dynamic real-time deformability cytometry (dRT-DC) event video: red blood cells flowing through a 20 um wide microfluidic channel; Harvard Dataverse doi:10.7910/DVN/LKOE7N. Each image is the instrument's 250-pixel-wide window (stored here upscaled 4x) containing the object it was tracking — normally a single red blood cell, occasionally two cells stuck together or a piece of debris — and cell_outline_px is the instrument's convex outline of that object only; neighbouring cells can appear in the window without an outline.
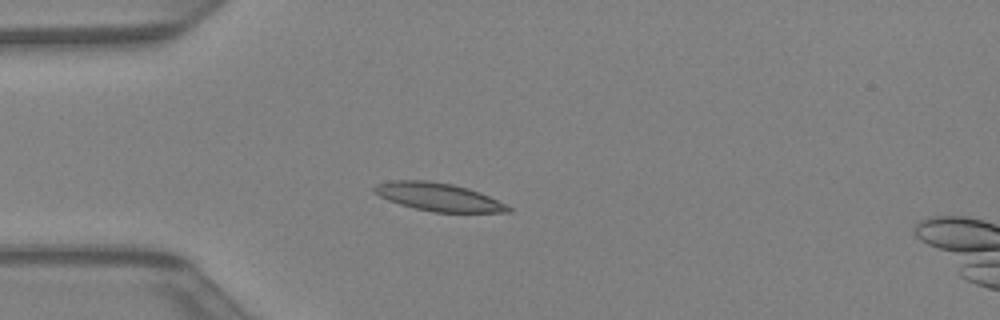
{"species": "Egyptian fruit bat (a non-hibernating species)", "species_latin": "Rousettus aegyptiacus", "temperature_condition": "warm", "stored_images_in_passage": 33, "camera_frame_rate_fps": 3000, "um_per_image_px": 0.085, "animal": {"sex": "female"}, "frame": {"image": 1, "passage_image": 2, "time_ms": 0.333, "image_size_px": [1000, 320], "cell_outline_px": [[512, 212], [432, 212], [400, 204], [388, 200], [372, 192], [372, 188], [376, 184], [392, 180], [428, 180], [452, 184], [468, 188], [480, 192], [512, 208]], "centroid_in_image_um": [37.22, 16.73], "position_along_channel_um": 47.8, "area_um2": 21.79}}
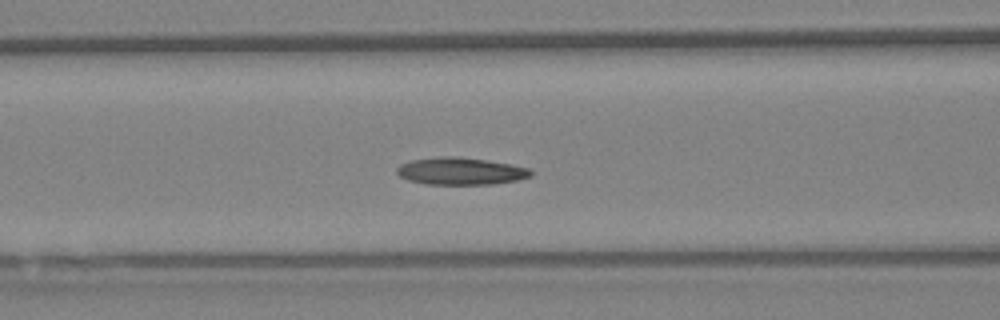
{"frame": {"image": 2, "passage_image": 8, "time_ms": 2.333, "image_size_px": [1000, 320], "cell_outline_px": [[532, 176], [516, 180], [492, 184], [428, 184], [408, 180], [400, 176], [396, 172], [396, 168], [400, 164], [412, 160], [440, 156], [456, 156], [484, 160], [508, 164], [528, 168], [532, 172]], "centroid_in_image_um": [39.11, 14.55], "position_along_channel_um": 127.5, "area_um2": 21.04}}
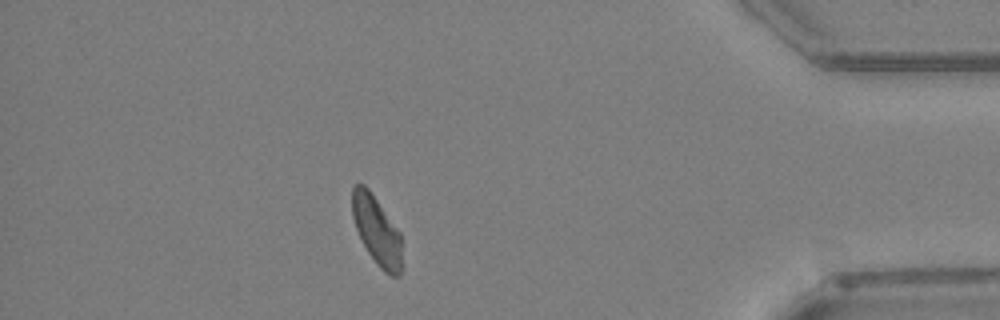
{"frame": {"image": 3, "passage_image": 28, "time_ms": 9.0, "image_size_px": [1000, 320], "cell_outline_px": [[400, 276], [392, 276], [384, 272], [380, 268], [368, 252], [356, 228], [352, 216], [352, 188], [356, 184], [364, 184], [368, 188], [400, 232]], "centroid_in_image_um": [32.0, 19.57], "position_along_channel_um": 403.2, "area_um2": 19.42}}